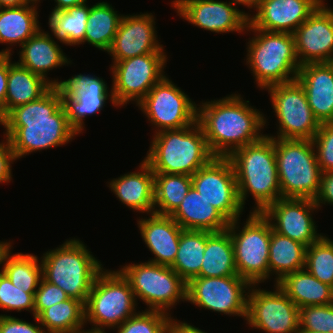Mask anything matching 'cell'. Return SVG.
I'll list each match as a JSON object with an SVG mask.
<instances>
[{
  "label": "cell",
  "instance_id": "55",
  "mask_svg": "<svg viewBox=\"0 0 333 333\" xmlns=\"http://www.w3.org/2000/svg\"><path fill=\"white\" fill-rule=\"evenodd\" d=\"M0 125H3L5 128V116L0 112Z\"/></svg>",
  "mask_w": 333,
  "mask_h": 333
},
{
  "label": "cell",
  "instance_id": "35",
  "mask_svg": "<svg viewBox=\"0 0 333 333\" xmlns=\"http://www.w3.org/2000/svg\"><path fill=\"white\" fill-rule=\"evenodd\" d=\"M34 320L42 325L45 333H67L85 326V304L69 297L67 300L44 309L37 317L34 316Z\"/></svg>",
  "mask_w": 333,
  "mask_h": 333
},
{
  "label": "cell",
  "instance_id": "27",
  "mask_svg": "<svg viewBox=\"0 0 333 333\" xmlns=\"http://www.w3.org/2000/svg\"><path fill=\"white\" fill-rule=\"evenodd\" d=\"M182 229L220 232L230 221L193 187L179 207L170 215Z\"/></svg>",
  "mask_w": 333,
  "mask_h": 333
},
{
  "label": "cell",
  "instance_id": "54",
  "mask_svg": "<svg viewBox=\"0 0 333 333\" xmlns=\"http://www.w3.org/2000/svg\"><path fill=\"white\" fill-rule=\"evenodd\" d=\"M83 328L84 327L81 326V327L75 328V329H73V330H71L67 333H106L105 329H100V328H97V327H92L89 330H84Z\"/></svg>",
  "mask_w": 333,
  "mask_h": 333
},
{
  "label": "cell",
  "instance_id": "4",
  "mask_svg": "<svg viewBox=\"0 0 333 333\" xmlns=\"http://www.w3.org/2000/svg\"><path fill=\"white\" fill-rule=\"evenodd\" d=\"M215 156L198 122L191 126L164 130L154 134L147 156L143 159L153 173L192 176Z\"/></svg>",
  "mask_w": 333,
  "mask_h": 333
},
{
  "label": "cell",
  "instance_id": "2",
  "mask_svg": "<svg viewBox=\"0 0 333 333\" xmlns=\"http://www.w3.org/2000/svg\"><path fill=\"white\" fill-rule=\"evenodd\" d=\"M240 94H231L197 106V122L215 157H228L233 151L261 140L266 118L249 106Z\"/></svg>",
  "mask_w": 333,
  "mask_h": 333
},
{
  "label": "cell",
  "instance_id": "19",
  "mask_svg": "<svg viewBox=\"0 0 333 333\" xmlns=\"http://www.w3.org/2000/svg\"><path fill=\"white\" fill-rule=\"evenodd\" d=\"M107 83L95 75L77 74L65 81L62 86L63 103L73 128L80 134L84 129V118L99 113L109 99L117 106Z\"/></svg>",
  "mask_w": 333,
  "mask_h": 333
},
{
  "label": "cell",
  "instance_id": "10",
  "mask_svg": "<svg viewBox=\"0 0 333 333\" xmlns=\"http://www.w3.org/2000/svg\"><path fill=\"white\" fill-rule=\"evenodd\" d=\"M119 271L129 281L136 301L142 300L148 310L170 314L168 310L177 302L186 301L187 283L170 266L147 261L122 266Z\"/></svg>",
  "mask_w": 333,
  "mask_h": 333
},
{
  "label": "cell",
  "instance_id": "37",
  "mask_svg": "<svg viewBox=\"0 0 333 333\" xmlns=\"http://www.w3.org/2000/svg\"><path fill=\"white\" fill-rule=\"evenodd\" d=\"M89 10L88 4H83L67 10L51 12L48 25L54 37L65 45L82 44L86 34Z\"/></svg>",
  "mask_w": 333,
  "mask_h": 333
},
{
  "label": "cell",
  "instance_id": "16",
  "mask_svg": "<svg viewBox=\"0 0 333 333\" xmlns=\"http://www.w3.org/2000/svg\"><path fill=\"white\" fill-rule=\"evenodd\" d=\"M191 178L192 187L230 222L240 218L244 207L239 199L233 165L227 157H214Z\"/></svg>",
  "mask_w": 333,
  "mask_h": 333
},
{
  "label": "cell",
  "instance_id": "30",
  "mask_svg": "<svg viewBox=\"0 0 333 333\" xmlns=\"http://www.w3.org/2000/svg\"><path fill=\"white\" fill-rule=\"evenodd\" d=\"M226 276H239L230 232L227 229L220 232L207 231L202 266L196 277Z\"/></svg>",
  "mask_w": 333,
  "mask_h": 333
},
{
  "label": "cell",
  "instance_id": "38",
  "mask_svg": "<svg viewBox=\"0 0 333 333\" xmlns=\"http://www.w3.org/2000/svg\"><path fill=\"white\" fill-rule=\"evenodd\" d=\"M38 259L33 254H11L3 273L17 288L26 293H35L42 279V265Z\"/></svg>",
  "mask_w": 333,
  "mask_h": 333
},
{
  "label": "cell",
  "instance_id": "36",
  "mask_svg": "<svg viewBox=\"0 0 333 333\" xmlns=\"http://www.w3.org/2000/svg\"><path fill=\"white\" fill-rule=\"evenodd\" d=\"M191 187L190 175L154 173V213L170 216Z\"/></svg>",
  "mask_w": 333,
  "mask_h": 333
},
{
  "label": "cell",
  "instance_id": "40",
  "mask_svg": "<svg viewBox=\"0 0 333 333\" xmlns=\"http://www.w3.org/2000/svg\"><path fill=\"white\" fill-rule=\"evenodd\" d=\"M171 314L162 311L148 310L141 311L120 326L117 333H164Z\"/></svg>",
  "mask_w": 333,
  "mask_h": 333
},
{
  "label": "cell",
  "instance_id": "17",
  "mask_svg": "<svg viewBox=\"0 0 333 333\" xmlns=\"http://www.w3.org/2000/svg\"><path fill=\"white\" fill-rule=\"evenodd\" d=\"M172 7L189 23L215 33L246 31L251 14L218 0H173Z\"/></svg>",
  "mask_w": 333,
  "mask_h": 333
},
{
  "label": "cell",
  "instance_id": "25",
  "mask_svg": "<svg viewBox=\"0 0 333 333\" xmlns=\"http://www.w3.org/2000/svg\"><path fill=\"white\" fill-rule=\"evenodd\" d=\"M19 54L20 59L17 63L32 73L41 76L51 86H63L65 84L66 80H50L47 77L50 70L72 62L66 57L61 46L54 41L51 34L40 28L21 46Z\"/></svg>",
  "mask_w": 333,
  "mask_h": 333
},
{
  "label": "cell",
  "instance_id": "46",
  "mask_svg": "<svg viewBox=\"0 0 333 333\" xmlns=\"http://www.w3.org/2000/svg\"><path fill=\"white\" fill-rule=\"evenodd\" d=\"M4 140L0 142V183H8L12 180L11 164L16 160L10 146L9 138L4 133Z\"/></svg>",
  "mask_w": 333,
  "mask_h": 333
},
{
  "label": "cell",
  "instance_id": "21",
  "mask_svg": "<svg viewBox=\"0 0 333 333\" xmlns=\"http://www.w3.org/2000/svg\"><path fill=\"white\" fill-rule=\"evenodd\" d=\"M154 15H123L112 45L107 51L114 62L149 53H165L157 40Z\"/></svg>",
  "mask_w": 333,
  "mask_h": 333
},
{
  "label": "cell",
  "instance_id": "7",
  "mask_svg": "<svg viewBox=\"0 0 333 333\" xmlns=\"http://www.w3.org/2000/svg\"><path fill=\"white\" fill-rule=\"evenodd\" d=\"M274 150L281 197L314 200L322 172L313 141L274 138Z\"/></svg>",
  "mask_w": 333,
  "mask_h": 333
},
{
  "label": "cell",
  "instance_id": "34",
  "mask_svg": "<svg viewBox=\"0 0 333 333\" xmlns=\"http://www.w3.org/2000/svg\"><path fill=\"white\" fill-rule=\"evenodd\" d=\"M207 231L183 229L178 252L170 266L186 283L200 273Z\"/></svg>",
  "mask_w": 333,
  "mask_h": 333
},
{
  "label": "cell",
  "instance_id": "50",
  "mask_svg": "<svg viewBox=\"0 0 333 333\" xmlns=\"http://www.w3.org/2000/svg\"><path fill=\"white\" fill-rule=\"evenodd\" d=\"M56 5L52 12H58L62 10H67L68 8H72L74 6H79L87 3V0H54Z\"/></svg>",
  "mask_w": 333,
  "mask_h": 333
},
{
  "label": "cell",
  "instance_id": "18",
  "mask_svg": "<svg viewBox=\"0 0 333 333\" xmlns=\"http://www.w3.org/2000/svg\"><path fill=\"white\" fill-rule=\"evenodd\" d=\"M316 209L319 208L311 199L280 198L262 214L270 221L275 232L308 247L323 236L317 233L311 214Z\"/></svg>",
  "mask_w": 333,
  "mask_h": 333
},
{
  "label": "cell",
  "instance_id": "8",
  "mask_svg": "<svg viewBox=\"0 0 333 333\" xmlns=\"http://www.w3.org/2000/svg\"><path fill=\"white\" fill-rule=\"evenodd\" d=\"M137 301L129 281L117 270L103 269L85 304V322L100 329L115 328L136 314Z\"/></svg>",
  "mask_w": 333,
  "mask_h": 333
},
{
  "label": "cell",
  "instance_id": "9",
  "mask_svg": "<svg viewBox=\"0 0 333 333\" xmlns=\"http://www.w3.org/2000/svg\"><path fill=\"white\" fill-rule=\"evenodd\" d=\"M239 218L231 221L230 232L234 247L237 274L251 285H259L269 278V246L271 223L262 214L250 212L241 231Z\"/></svg>",
  "mask_w": 333,
  "mask_h": 333
},
{
  "label": "cell",
  "instance_id": "52",
  "mask_svg": "<svg viewBox=\"0 0 333 333\" xmlns=\"http://www.w3.org/2000/svg\"><path fill=\"white\" fill-rule=\"evenodd\" d=\"M30 4L28 0H0V8L21 7Z\"/></svg>",
  "mask_w": 333,
  "mask_h": 333
},
{
  "label": "cell",
  "instance_id": "3",
  "mask_svg": "<svg viewBox=\"0 0 333 333\" xmlns=\"http://www.w3.org/2000/svg\"><path fill=\"white\" fill-rule=\"evenodd\" d=\"M234 168L238 195L242 206L250 193L256 207L253 212L262 213L281 197L274 138L265 136L252 144L240 147L227 157Z\"/></svg>",
  "mask_w": 333,
  "mask_h": 333
},
{
  "label": "cell",
  "instance_id": "11",
  "mask_svg": "<svg viewBox=\"0 0 333 333\" xmlns=\"http://www.w3.org/2000/svg\"><path fill=\"white\" fill-rule=\"evenodd\" d=\"M273 112L278 118V133L271 138L312 140L320 128L308 104L306 93L297 80L267 88Z\"/></svg>",
  "mask_w": 333,
  "mask_h": 333
},
{
  "label": "cell",
  "instance_id": "12",
  "mask_svg": "<svg viewBox=\"0 0 333 333\" xmlns=\"http://www.w3.org/2000/svg\"><path fill=\"white\" fill-rule=\"evenodd\" d=\"M148 121L155 126V134L177 130L197 122V105L166 75L155 84L137 104Z\"/></svg>",
  "mask_w": 333,
  "mask_h": 333
},
{
  "label": "cell",
  "instance_id": "23",
  "mask_svg": "<svg viewBox=\"0 0 333 333\" xmlns=\"http://www.w3.org/2000/svg\"><path fill=\"white\" fill-rule=\"evenodd\" d=\"M296 80L320 124L333 122V64L307 63L300 66Z\"/></svg>",
  "mask_w": 333,
  "mask_h": 333
},
{
  "label": "cell",
  "instance_id": "51",
  "mask_svg": "<svg viewBox=\"0 0 333 333\" xmlns=\"http://www.w3.org/2000/svg\"><path fill=\"white\" fill-rule=\"evenodd\" d=\"M11 246L12 245H11L10 241L9 242L0 241V265L1 264L3 265L1 272H3L4 266L6 265V261H7L8 257L11 255V250H10L12 248Z\"/></svg>",
  "mask_w": 333,
  "mask_h": 333
},
{
  "label": "cell",
  "instance_id": "33",
  "mask_svg": "<svg viewBox=\"0 0 333 333\" xmlns=\"http://www.w3.org/2000/svg\"><path fill=\"white\" fill-rule=\"evenodd\" d=\"M122 16L123 14H118L109 3L104 1L91 6L83 44L87 42L99 50L108 51Z\"/></svg>",
  "mask_w": 333,
  "mask_h": 333
},
{
  "label": "cell",
  "instance_id": "13",
  "mask_svg": "<svg viewBox=\"0 0 333 333\" xmlns=\"http://www.w3.org/2000/svg\"><path fill=\"white\" fill-rule=\"evenodd\" d=\"M167 62L165 53H149L113 62L112 88L117 106H124L130 101L136 105L164 76Z\"/></svg>",
  "mask_w": 333,
  "mask_h": 333
},
{
  "label": "cell",
  "instance_id": "53",
  "mask_svg": "<svg viewBox=\"0 0 333 333\" xmlns=\"http://www.w3.org/2000/svg\"><path fill=\"white\" fill-rule=\"evenodd\" d=\"M260 2H261V0H231L230 1V3L233 4L234 6L240 4V5L247 6L250 9L254 8V10H257V8L260 5Z\"/></svg>",
  "mask_w": 333,
  "mask_h": 333
},
{
  "label": "cell",
  "instance_id": "15",
  "mask_svg": "<svg viewBox=\"0 0 333 333\" xmlns=\"http://www.w3.org/2000/svg\"><path fill=\"white\" fill-rule=\"evenodd\" d=\"M274 287L272 292L251 285L246 323L266 333H299L298 306L277 284Z\"/></svg>",
  "mask_w": 333,
  "mask_h": 333
},
{
  "label": "cell",
  "instance_id": "47",
  "mask_svg": "<svg viewBox=\"0 0 333 333\" xmlns=\"http://www.w3.org/2000/svg\"><path fill=\"white\" fill-rule=\"evenodd\" d=\"M314 202L318 208L326 203L333 205V171L321 174L320 188Z\"/></svg>",
  "mask_w": 333,
  "mask_h": 333
},
{
  "label": "cell",
  "instance_id": "1",
  "mask_svg": "<svg viewBox=\"0 0 333 333\" xmlns=\"http://www.w3.org/2000/svg\"><path fill=\"white\" fill-rule=\"evenodd\" d=\"M5 131L16 160L65 145L79 134L69 122L62 86H52L38 100L12 109L5 116Z\"/></svg>",
  "mask_w": 333,
  "mask_h": 333
},
{
  "label": "cell",
  "instance_id": "14",
  "mask_svg": "<svg viewBox=\"0 0 333 333\" xmlns=\"http://www.w3.org/2000/svg\"><path fill=\"white\" fill-rule=\"evenodd\" d=\"M250 287L240 276L194 277L187 282L186 301L201 309L246 320Z\"/></svg>",
  "mask_w": 333,
  "mask_h": 333
},
{
  "label": "cell",
  "instance_id": "6",
  "mask_svg": "<svg viewBox=\"0 0 333 333\" xmlns=\"http://www.w3.org/2000/svg\"><path fill=\"white\" fill-rule=\"evenodd\" d=\"M78 239L66 240L41 257L42 277L70 297L86 304L97 275L104 269Z\"/></svg>",
  "mask_w": 333,
  "mask_h": 333
},
{
  "label": "cell",
  "instance_id": "28",
  "mask_svg": "<svg viewBox=\"0 0 333 333\" xmlns=\"http://www.w3.org/2000/svg\"><path fill=\"white\" fill-rule=\"evenodd\" d=\"M276 284L299 309L333 304V287L319 281L306 268L285 275Z\"/></svg>",
  "mask_w": 333,
  "mask_h": 333
},
{
  "label": "cell",
  "instance_id": "32",
  "mask_svg": "<svg viewBox=\"0 0 333 333\" xmlns=\"http://www.w3.org/2000/svg\"><path fill=\"white\" fill-rule=\"evenodd\" d=\"M306 246L275 232L271 225L269 246V278L275 274V284L285 275L305 268Z\"/></svg>",
  "mask_w": 333,
  "mask_h": 333
},
{
  "label": "cell",
  "instance_id": "39",
  "mask_svg": "<svg viewBox=\"0 0 333 333\" xmlns=\"http://www.w3.org/2000/svg\"><path fill=\"white\" fill-rule=\"evenodd\" d=\"M305 268L319 281L333 287V241L322 236L306 248Z\"/></svg>",
  "mask_w": 333,
  "mask_h": 333
},
{
  "label": "cell",
  "instance_id": "41",
  "mask_svg": "<svg viewBox=\"0 0 333 333\" xmlns=\"http://www.w3.org/2000/svg\"><path fill=\"white\" fill-rule=\"evenodd\" d=\"M299 332L333 333V304L300 308Z\"/></svg>",
  "mask_w": 333,
  "mask_h": 333
},
{
  "label": "cell",
  "instance_id": "42",
  "mask_svg": "<svg viewBox=\"0 0 333 333\" xmlns=\"http://www.w3.org/2000/svg\"><path fill=\"white\" fill-rule=\"evenodd\" d=\"M34 295L17 288L3 272L0 273V308L7 311L26 310L34 316Z\"/></svg>",
  "mask_w": 333,
  "mask_h": 333
},
{
  "label": "cell",
  "instance_id": "29",
  "mask_svg": "<svg viewBox=\"0 0 333 333\" xmlns=\"http://www.w3.org/2000/svg\"><path fill=\"white\" fill-rule=\"evenodd\" d=\"M8 53V81L5 116L15 107L38 100L52 86L41 76L32 73L17 62H11Z\"/></svg>",
  "mask_w": 333,
  "mask_h": 333
},
{
  "label": "cell",
  "instance_id": "22",
  "mask_svg": "<svg viewBox=\"0 0 333 333\" xmlns=\"http://www.w3.org/2000/svg\"><path fill=\"white\" fill-rule=\"evenodd\" d=\"M324 0H261L249 24L269 32L293 34Z\"/></svg>",
  "mask_w": 333,
  "mask_h": 333
},
{
  "label": "cell",
  "instance_id": "20",
  "mask_svg": "<svg viewBox=\"0 0 333 333\" xmlns=\"http://www.w3.org/2000/svg\"><path fill=\"white\" fill-rule=\"evenodd\" d=\"M324 3L293 33L300 65L333 59V9Z\"/></svg>",
  "mask_w": 333,
  "mask_h": 333
},
{
  "label": "cell",
  "instance_id": "44",
  "mask_svg": "<svg viewBox=\"0 0 333 333\" xmlns=\"http://www.w3.org/2000/svg\"><path fill=\"white\" fill-rule=\"evenodd\" d=\"M69 296L60 287L47 282L43 277L34 295V316L37 317L44 309L67 300Z\"/></svg>",
  "mask_w": 333,
  "mask_h": 333
},
{
  "label": "cell",
  "instance_id": "48",
  "mask_svg": "<svg viewBox=\"0 0 333 333\" xmlns=\"http://www.w3.org/2000/svg\"><path fill=\"white\" fill-rule=\"evenodd\" d=\"M8 53L10 47L0 51V112L5 116V100L8 81Z\"/></svg>",
  "mask_w": 333,
  "mask_h": 333
},
{
  "label": "cell",
  "instance_id": "45",
  "mask_svg": "<svg viewBox=\"0 0 333 333\" xmlns=\"http://www.w3.org/2000/svg\"><path fill=\"white\" fill-rule=\"evenodd\" d=\"M0 333H45L42 325H34L22 319L0 315Z\"/></svg>",
  "mask_w": 333,
  "mask_h": 333
},
{
  "label": "cell",
  "instance_id": "57",
  "mask_svg": "<svg viewBox=\"0 0 333 333\" xmlns=\"http://www.w3.org/2000/svg\"><path fill=\"white\" fill-rule=\"evenodd\" d=\"M299 333H323V332H299Z\"/></svg>",
  "mask_w": 333,
  "mask_h": 333
},
{
  "label": "cell",
  "instance_id": "31",
  "mask_svg": "<svg viewBox=\"0 0 333 333\" xmlns=\"http://www.w3.org/2000/svg\"><path fill=\"white\" fill-rule=\"evenodd\" d=\"M37 4L0 8V43L22 46L39 29Z\"/></svg>",
  "mask_w": 333,
  "mask_h": 333
},
{
  "label": "cell",
  "instance_id": "5",
  "mask_svg": "<svg viewBox=\"0 0 333 333\" xmlns=\"http://www.w3.org/2000/svg\"><path fill=\"white\" fill-rule=\"evenodd\" d=\"M246 30L254 32L246 48V64L257 86L264 90L274 84L296 80L301 65L293 34L264 31L253 28L249 23Z\"/></svg>",
  "mask_w": 333,
  "mask_h": 333
},
{
  "label": "cell",
  "instance_id": "26",
  "mask_svg": "<svg viewBox=\"0 0 333 333\" xmlns=\"http://www.w3.org/2000/svg\"><path fill=\"white\" fill-rule=\"evenodd\" d=\"M138 170L112 179L108 187L130 209L151 215L154 213V173L144 160Z\"/></svg>",
  "mask_w": 333,
  "mask_h": 333
},
{
  "label": "cell",
  "instance_id": "56",
  "mask_svg": "<svg viewBox=\"0 0 333 333\" xmlns=\"http://www.w3.org/2000/svg\"><path fill=\"white\" fill-rule=\"evenodd\" d=\"M31 3L37 4L38 2H40V0H28Z\"/></svg>",
  "mask_w": 333,
  "mask_h": 333
},
{
  "label": "cell",
  "instance_id": "24",
  "mask_svg": "<svg viewBox=\"0 0 333 333\" xmlns=\"http://www.w3.org/2000/svg\"><path fill=\"white\" fill-rule=\"evenodd\" d=\"M141 237L154 254L150 262L171 266L176 258L182 228L168 215L152 213L150 217L138 220Z\"/></svg>",
  "mask_w": 333,
  "mask_h": 333
},
{
  "label": "cell",
  "instance_id": "43",
  "mask_svg": "<svg viewBox=\"0 0 333 333\" xmlns=\"http://www.w3.org/2000/svg\"><path fill=\"white\" fill-rule=\"evenodd\" d=\"M312 141L321 172L333 171V122L321 124Z\"/></svg>",
  "mask_w": 333,
  "mask_h": 333
},
{
  "label": "cell",
  "instance_id": "49",
  "mask_svg": "<svg viewBox=\"0 0 333 333\" xmlns=\"http://www.w3.org/2000/svg\"><path fill=\"white\" fill-rule=\"evenodd\" d=\"M164 333H207L186 322H179L172 317L169 319Z\"/></svg>",
  "mask_w": 333,
  "mask_h": 333
}]
</instances>
